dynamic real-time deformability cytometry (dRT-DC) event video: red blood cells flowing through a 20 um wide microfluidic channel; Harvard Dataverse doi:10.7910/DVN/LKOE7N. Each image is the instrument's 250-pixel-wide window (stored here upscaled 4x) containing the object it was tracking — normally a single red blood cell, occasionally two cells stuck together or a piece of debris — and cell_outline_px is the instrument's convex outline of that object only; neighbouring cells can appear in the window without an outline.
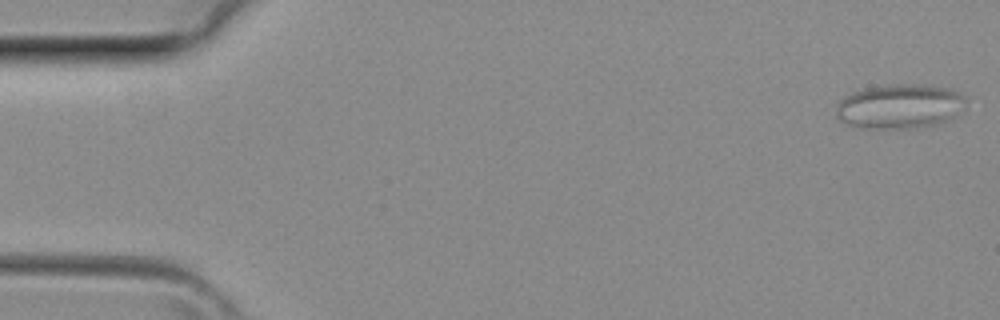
{"species": "common noctule bat (a hibernating species)", "species_latin": "Nyctalus noctula", "temperature_condition": "room temperature", "stored_images_in_passage": 39, "camera_frame_rate_fps": 3000, "um_per_image_px": 0.085, "animal": {"sex": "female", "body_mass_g": 29.2, "forearm_length_mm": 56.3}, "frame": {"image": 1, "passage_image": 1, "time_ms": 0.0, "image_size_px": [1000, 320], "cell_outline_px": [[964, 108], [952, 116], [944, 120], [932, 124], [912, 128], [864, 128], [844, 124], [836, 120], [836, 104], [844, 96], [852, 92], [864, 88], [892, 84], [920, 84], [952, 88], [964, 96]], "centroid_in_image_um": [76.39, 9.02], "position_along_channel_um": 8.6, "area_um2": 33.7}}
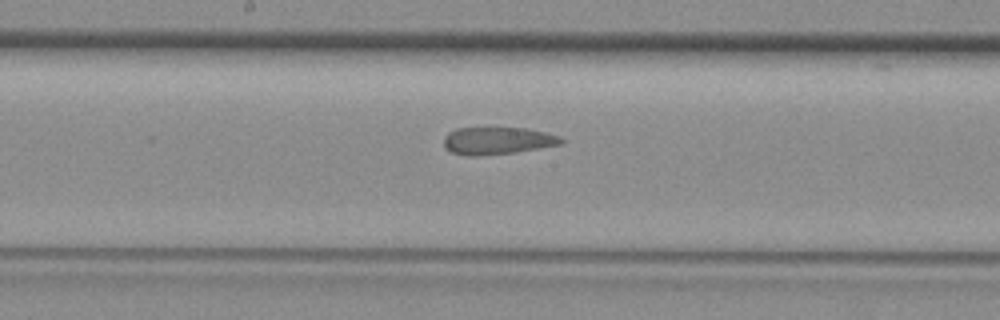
{"frame": {"image": 2, "passage_image": 20, "time_ms": 6.333, "image_size_px": [1000, 320], "cell_outline_px": [[564, 140], [560, 144], [516, 152], [476, 156], [472, 156], [452, 152], [444, 148], [444, 136], [448, 132], [456, 128], [524, 128], [544, 132], [560, 136]], "centroid_in_image_um": [42.24, 11.96], "position_along_channel_um": 206.0, "area_um2": 18.55}}
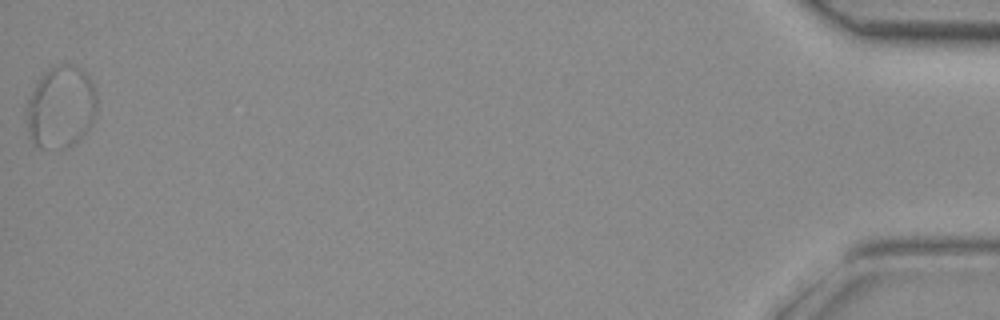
{"frame": {"image": 3, "passage_image": 39, "time_ms": 12.667, "image_size_px": [1000, 320], "cell_outline_px": [[96, 104], [88, 128], [72, 144], [64, 148], [40, 148], [32, 140], [28, 132], [24, 108], [36, 84], [44, 72], [48, 68], [60, 64], [72, 64], [80, 68], [88, 76], [96, 96]], "centroid_in_image_um": [5.11, 9.08], "position_along_channel_um": 430.1, "area_um2": 33.18}}